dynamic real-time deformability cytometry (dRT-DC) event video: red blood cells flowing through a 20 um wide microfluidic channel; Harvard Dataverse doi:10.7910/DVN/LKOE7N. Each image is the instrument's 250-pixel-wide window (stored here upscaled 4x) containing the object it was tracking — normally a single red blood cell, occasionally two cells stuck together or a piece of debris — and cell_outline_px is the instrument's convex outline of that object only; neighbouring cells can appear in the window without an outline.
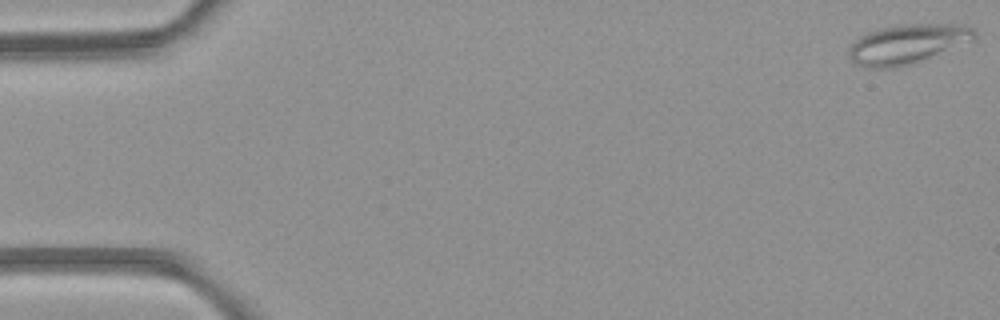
{"species": "common noctule bat (a hibernating species)", "species_latin": "Nyctalus noctula", "temperature_condition": "room temperature", "stored_images_in_passage": 4, "camera_frame_rate_fps": 3000, "um_per_image_px": 0.085, "animal": {"sex": "female", "body_mass_g": 21.9}, "frame": {"image": 1, "passage_image": 1, "time_ms": 0.0, "image_size_px": [1000, 320], "cell_outline_px": [[976, 36], [972, 40], [916, 64], [896, 68], [868, 68], [856, 64], [848, 56], [848, 48], [860, 36], [868, 32], [880, 28], [900, 24], [956, 24], [972, 28], [976, 32]], "centroid_in_image_um": [77.1, 3.76], "position_along_channel_um": 7.9, "area_um2": 29.07}}